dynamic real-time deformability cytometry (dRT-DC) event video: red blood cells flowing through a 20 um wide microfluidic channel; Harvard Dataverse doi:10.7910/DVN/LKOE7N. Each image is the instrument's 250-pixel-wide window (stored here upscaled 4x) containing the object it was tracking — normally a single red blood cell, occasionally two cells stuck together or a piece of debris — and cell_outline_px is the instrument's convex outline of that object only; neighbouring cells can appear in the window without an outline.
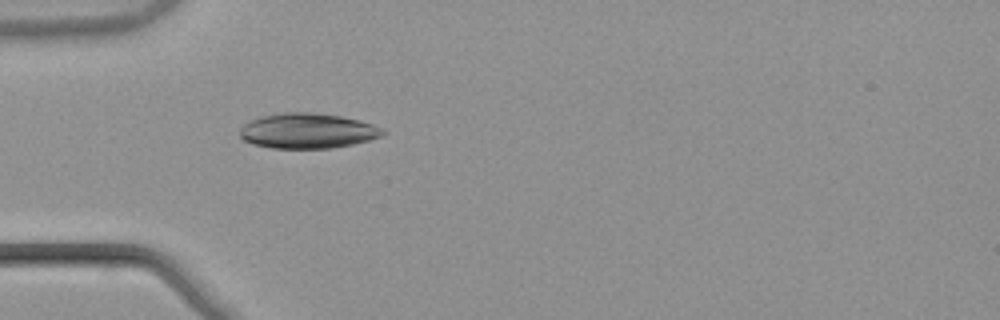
{"species": "common noctule bat (a hibernating species)", "species_latin": "Nyctalus noctula", "temperature_condition": "warm", "stored_images_in_passage": 37, "camera_frame_rate_fps": 3000, "um_per_image_px": 0.085, "animal": {"sex": "male", "body_mass_g": 21.5, "forearm_length_mm": 52.0}, "frame": {"image": 1, "passage_image": 1, "time_ms": 0.0, "image_size_px": [1000, 320], "cell_outline_px": [[384, 136], [352, 144], [332, 148], [272, 148], [252, 144], [244, 140], [240, 136], [240, 128], [244, 124], [260, 116], [284, 112], [316, 112], [340, 116], [360, 120], [384, 128]], "centroid_in_image_um": [26.15, 11.11], "position_along_channel_um": 58.9, "area_um2": 29.42}}
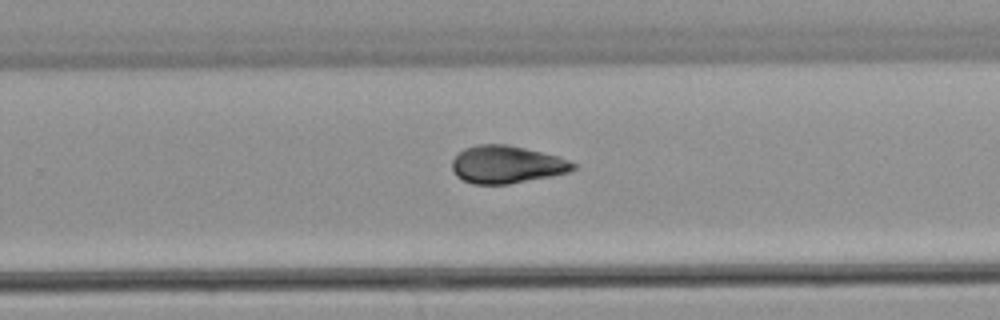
{"frame": {"image": 2, "passage_image": 19, "time_ms": 6.0, "image_size_px": [1000, 320], "cell_outline_px": [[576, 168], [568, 172], [552, 176], [508, 184], [472, 184], [456, 176], [452, 168], [452, 160], [464, 148], [476, 144], [508, 144], [556, 156], [568, 160], [576, 164]], "centroid_in_image_um": [43.04, 13.98], "position_along_channel_um": 286.8, "area_um2": 26.41}}
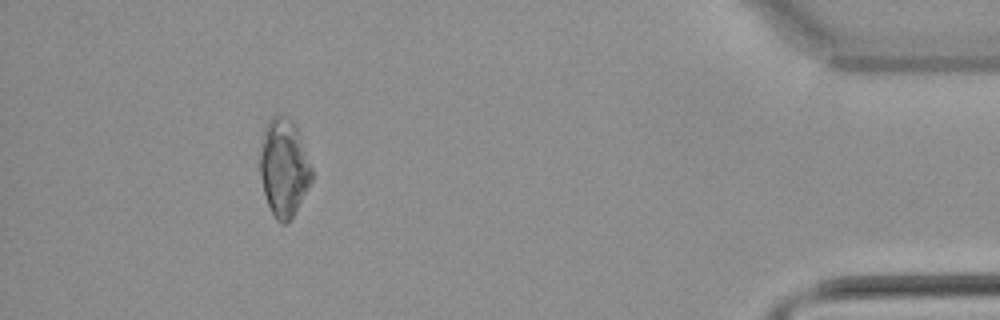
{"frame": {"image": 3, "passage_image": 33, "time_ms": 10.667, "image_size_px": [1000, 320], "cell_outline_px": [[312, 180], [292, 216], [284, 224], [280, 224], [276, 220], [268, 204], [264, 192], [260, 172], [260, 140], [268, 120], [272, 116], [288, 116], [292, 120], [296, 128], [312, 168]], "centroid_in_image_um": [24.11, 14.23], "position_along_channel_um": 411.1, "area_um2": 29.02}, "authors_computed_cell_mechanics": {"area_um2": 27.2238, "velocity_mm_per_s": 3.8786, "shape_relaxation_time_tau1_ms": 7.876, "shape_relaxation_time_tau2_ms": 3.6822, "deformation_change_tau1": 0.1988, "deformation_change_tau2": 0.0723}}